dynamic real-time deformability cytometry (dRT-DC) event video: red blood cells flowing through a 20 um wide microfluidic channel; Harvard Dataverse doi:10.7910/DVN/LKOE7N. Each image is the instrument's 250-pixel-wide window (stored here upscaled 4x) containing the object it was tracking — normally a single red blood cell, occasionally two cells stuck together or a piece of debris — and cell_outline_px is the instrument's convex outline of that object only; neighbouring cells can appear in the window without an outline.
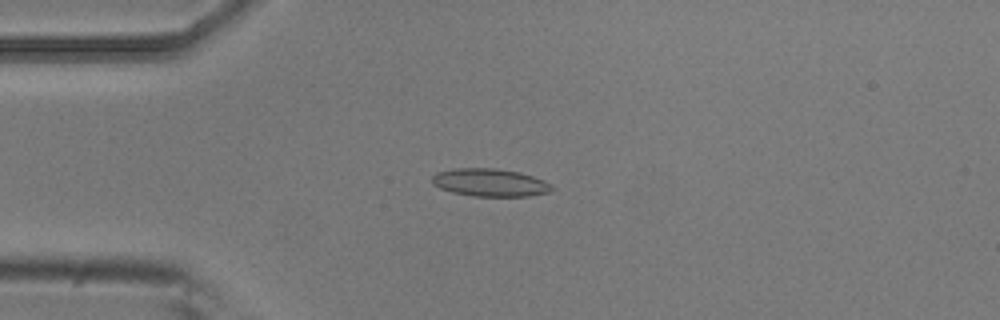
{"species": "common noctule bat (a hibernating species)", "species_latin": "Nyctalus noctula", "temperature_condition": "room temperature", "stored_images_in_passage": 6, "camera_frame_rate_fps": 3000, "um_per_image_px": 0.085, "animal": {"sex": "male", "body_mass_g": 20.5, "forearm_length_mm": 52.5}, "frame": {"image": 1, "passage_image": 3, "time_ms": 0.667, "image_size_px": [1000, 320], "cell_outline_px": [[556, 188], [548, 192], [528, 196], [472, 196], [452, 192], [440, 188], [432, 184], [432, 176], [436, 172], [452, 168], [496, 168], [520, 172], [544, 180], [552, 184]], "centroid_in_image_um": [41.65, 15.51], "position_along_channel_um": 43.4, "area_um2": 19.59}}
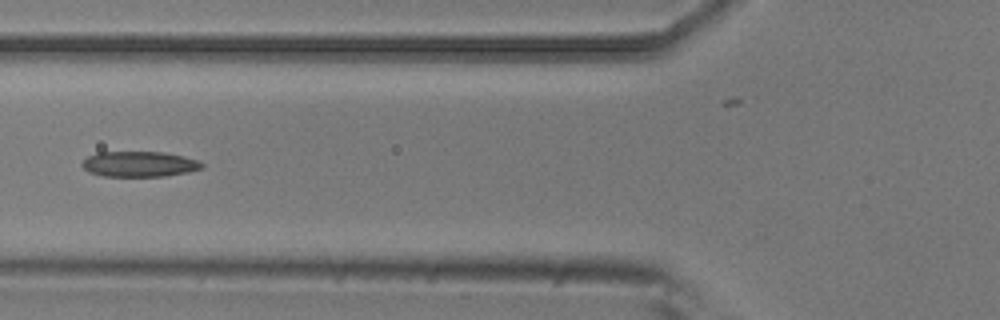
{"frame": {"image": 2, "passage_image": 5, "time_ms": 1.333, "image_size_px": [1000, 320], "cell_outline_px": [[204, 168], [188, 172], [164, 176], [104, 176], [88, 172], [80, 164], [88, 156], [96, 152], [164, 152], [184, 156], [200, 160], [204, 164]], "centroid_in_image_um": [11.87, 13.94], "position_along_channel_um": 113.9, "area_um2": 17.92}}
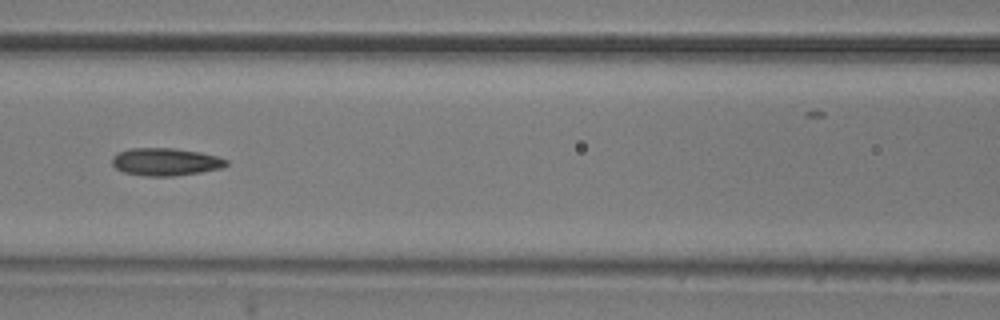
{"frame": {"image": 3, "passage_image": 6, "time_ms": 1.667, "image_size_px": [1000, 320], "cell_outline_px": [[228, 164], [220, 168], [200, 172], [172, 176], [144, 176], [124, 172], [116, 168], [112, 164], [112, 156], [128, 148], [176, 148], [200, 152], [216, 156], [228, 160]], "centroid_in_image_um": [14.05, 13.75], "position_along_channel_um": 152.5, "area_um2": 18.32}}